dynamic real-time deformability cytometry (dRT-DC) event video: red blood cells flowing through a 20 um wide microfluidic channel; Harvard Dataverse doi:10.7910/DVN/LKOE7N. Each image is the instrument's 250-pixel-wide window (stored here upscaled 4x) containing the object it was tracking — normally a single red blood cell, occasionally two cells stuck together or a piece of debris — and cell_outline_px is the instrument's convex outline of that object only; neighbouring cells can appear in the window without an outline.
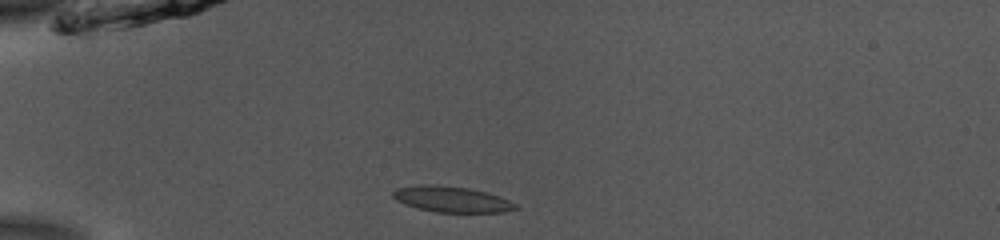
{"species": "common noctule bat (a hibernating species)", "species_latin": "Nyctalus noctula", "temperature_condition": "room temperature", "stored_images_in_passage": 32, "camera_frame_rate_fps": 3000, "um_per_image_px": 0.085, "animal": {"sex": "male", "body_mass_g": 13.0, "forearm_length_mm": 53.1}, "frame": {"image": 1, "passage_image": 1, "time_ms": 0.0, "image_size_px": [1000, 240], "cell_outline_px": [[520, 208], [504, 212], [436, 212], [420, 208], [396, 200], [392, 196], [392, 192], [396, 188], [420, 184], [436, 184], [468, 188], [500, 196], [516, 204]], "centroid_in_image_um": [38.4, 16.93], "position_along_channel_um": 46.6, "area_um2": 18.32}}
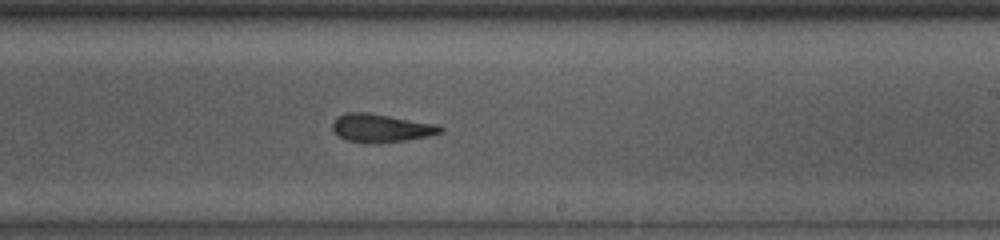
{"frame": {"image": 2, "passage_image": 19, "time_ms": 6.0, "image_size_px": [1000, 240], "cell_outline_px": [[444, 132], [428, 136], [404, 140], [348, 140], [340, 136], [332, 128], [332, 124], [336, 116], [344, 112], [368, 112], [436, 124], [444, 128]], "centroid_in_image_um": [32.41, 10.82], "position_along_channel_um": 256.6, "area_um2": 16.94}}
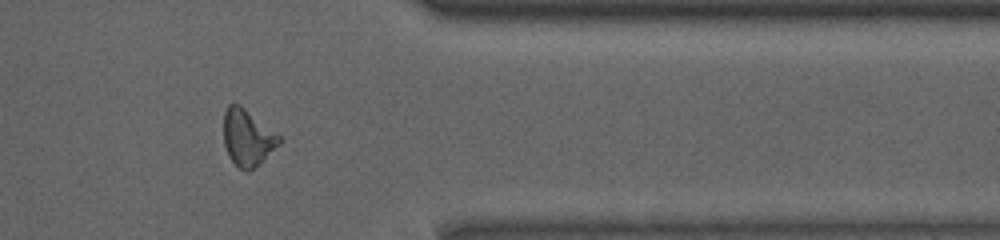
{"frame": {"image": 3, "passage_image": 30, "time_ms": 9.667, "image_size_px": [1000, 240], "cell_outline_px": [[280, 144], [260, 164], [248, 172], [240, 168], [228, 156], [224, 144], [224, 112], [228, 104], [240, 104], [280, 136]], "centroid_in_image_um": [21.03, 11.71], "position_along_channel_um": 390.4, "area_um2": 18.21}, "authors_computed_cell_mechanics": {"area_um2": 17.9469, "velocity_mm_per_s": 3.8845, "shape_relaxation_time_tau1_ms": 7.0893, "shape_relaxation_time_tau2_ms": 3.4913, "deformation_change_tau1": 0.1995, "deformation_change_tau2": 0.1332}}